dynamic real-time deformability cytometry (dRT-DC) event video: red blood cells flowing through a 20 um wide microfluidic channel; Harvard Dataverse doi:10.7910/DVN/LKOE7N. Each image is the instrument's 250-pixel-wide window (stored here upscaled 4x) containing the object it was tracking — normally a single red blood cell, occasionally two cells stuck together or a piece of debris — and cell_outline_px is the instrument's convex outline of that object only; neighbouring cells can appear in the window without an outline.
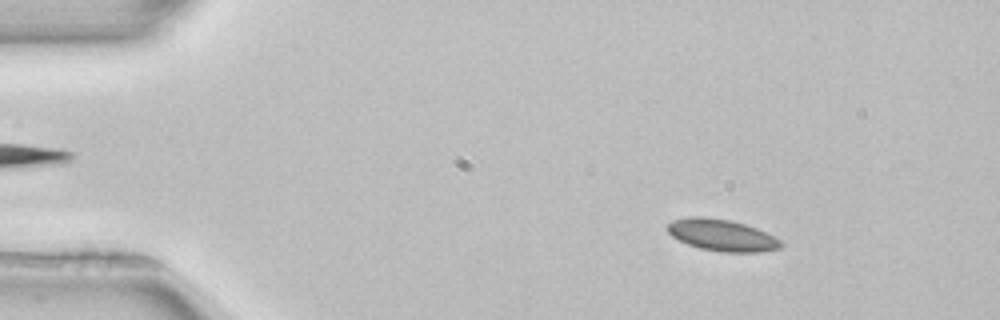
{"species": "common noctule bat (a hibernating species)", "species_latin": "Nyctalus noctula", "temperature_condition": "room temperature", "stored_images_in_passage": 52, "camera_frame_rate_fps": 3000, "um_per_image_px": 0.085, "animal": {"sex": "female", "body_mass_g": 22.7, "forearm_length_mm": 54.2}, "frame": {"image": 1, "passage_image": 7, "time_ms": 2.0, "image_size_px": [1000, 320], "cell_outline_px": [[784, 244], [780, 248], [760, 252], [720, 252], [700, 248], [688, 244], [672, 236], [668, 232], [668, 224], [672, 220], [688, 216], [700, 216], [732, 220], [756, 228], [780, 240]], "centroid_in_image_um": [61.35, 19.98], "position_along_channel_um": 23.7, "area_um2": 20.87}}
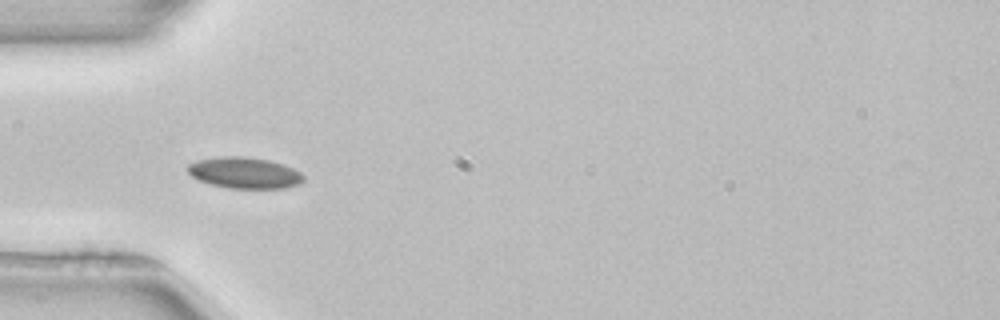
{"frame": {"image": 2, "passage_image": 16, "time_ms": 5.0, "image_size_px": [1000, 320], "cell_outline_px": [[304, 180], [300, 184], [284, 188], [228, 188], [212, 184], [200, 180], [192, 176], [188, 172], [188, 164], [196, 160], [220, 156], [244, 156], [268, 160], [284, 164], [300, 172], [304, 176]], "centroid_in_image_um": [20.79, 14.68], "position_along_channel_um": 64.2, "area_um2": 21.04}}
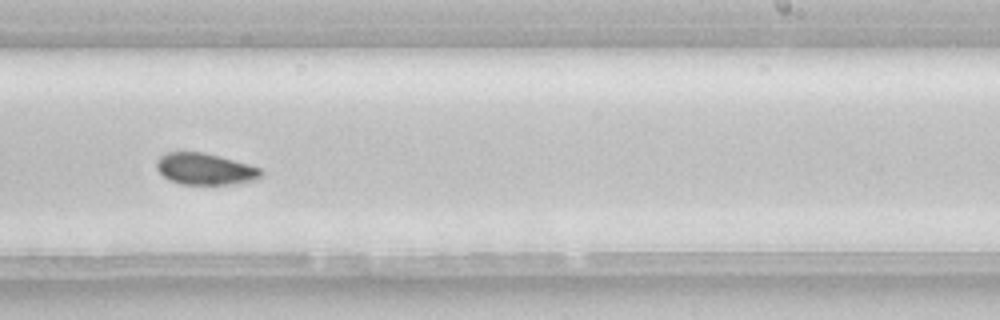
{"frame": {"image": 3, "passage_image": 32, "time_ms": 10.333, "image_size_px": [1000, 320], "cell_outline_px": [[264, 172], [256, 180], [232, 184], [180, 184], [168, 180], [156, 168], [156, 160], [160, 156], [168, 152], [204, 152], [220, 156], [248, 164], [260, 168]], "centroid_in_image_um": [17.42, 14.36], "position_along_channel_um": 271.6, "area_um2": 19.25}, "authors_computed_cell_mechanics": {"area_um2": 19.9121, "velocity_mm_per_s": 3.9225, "shape_relaxation_time_tau1_ms": 6.5651, "shape_relaxation_time_tau2_ms": 7.4753, "deformation_change_tau1": 0.102, "deformation_change_tau2": 0.0934}}